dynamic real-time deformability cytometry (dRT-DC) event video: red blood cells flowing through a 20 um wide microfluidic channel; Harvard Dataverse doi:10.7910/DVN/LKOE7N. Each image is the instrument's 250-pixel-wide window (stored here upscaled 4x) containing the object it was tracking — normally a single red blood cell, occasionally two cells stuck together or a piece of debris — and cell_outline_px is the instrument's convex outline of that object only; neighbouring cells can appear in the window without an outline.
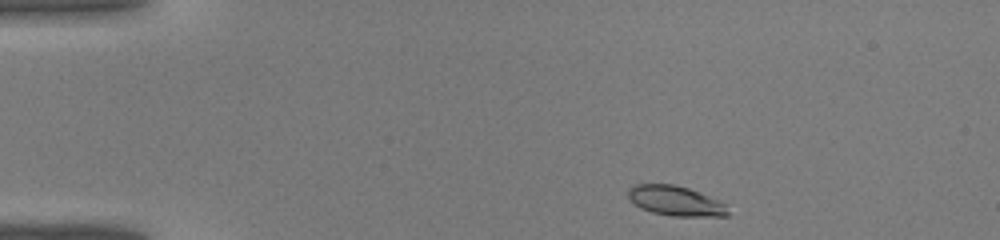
{"species": "common noctule bat (a hibernating species)", "species_latin": "Nyctalus noctula", "temperature_condition": "warm", "stored_images_in_passage": 8, "camera_frame_rate_fps": 3000, "um_per_image_px": 0.085, "animal": {"sex": "male", "body_mass_g": 19.0, "forearm_length_mm": 50.8}, "frame": {"image": 1, "passage_image": 1, "time_ms": 0.0, "image_size_px": [1000, 240], "cell_outline_px": [[728, 216], [672, 216], [652, 212], [640, 208], [628, 200], [628, 192], [636, 184], [672, 184], [688, 188], [700, 192], [720, 200], [724, 204], [728, 212]], "centroid_in_image_um": [57.42, 17.08], "position_along_channel_um": 27.6, "area_um2": 17.34}}